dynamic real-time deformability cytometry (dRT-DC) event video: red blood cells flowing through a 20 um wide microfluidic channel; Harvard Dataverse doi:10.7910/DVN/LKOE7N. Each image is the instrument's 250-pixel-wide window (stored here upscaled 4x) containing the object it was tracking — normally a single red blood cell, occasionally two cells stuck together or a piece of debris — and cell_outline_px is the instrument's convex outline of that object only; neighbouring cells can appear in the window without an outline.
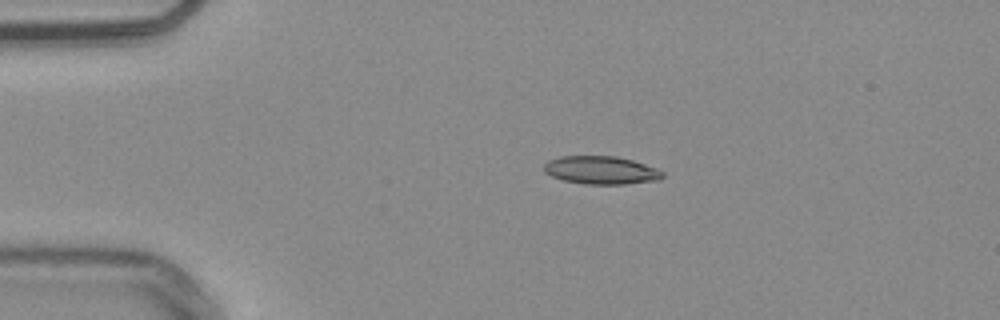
{"species": "common noctule bat (a hibernating species)", "species_latin": "Nyctalus noctula", "temperature_condition": "warm", "stored_images_in_passage": 43, "camera_frame_rate_fps": 3000, "um_per_image_px": 0.085, "animal": {"sex": "male", "body_mass_g": 20.4}, "frame": {"image": 1, "passage_image": 1, "time_ms": 0.0, "image_size_px": [1000, 320], "cell_outline_px": [[664, 176], [660, 180], [624, 184], [584, 184], [564, 180], [552, 176], [544, 172], [544, 164], [548, 160], [560, 156], [616, 156], [632, 160], [656, 168], [664, 172]], "centroid_in_image_um": [51.09, 14.46], "position_along_channel_um": 33.9, "area_um2": 19.42}}
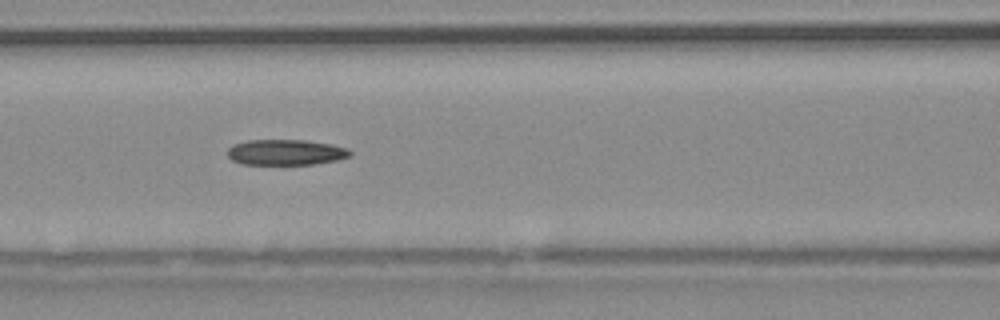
{"frame": {"image": 2, "passage_image": 13, "time_ms": 4.0, "image_size_px": [1000, 320], "cell_outline_px": [[352, 156], [336, 160], [312, 164], [244, 164], [232, 160], [228, 156], [228, 148], [232, 144], [248, 140], [304, 140], [332, 144], [348, 148], [352, 152]], "centroid_in_image_um": [24.3, 12.94], "position_along_channel_um": 142.3, "area_um2": 18.32}}
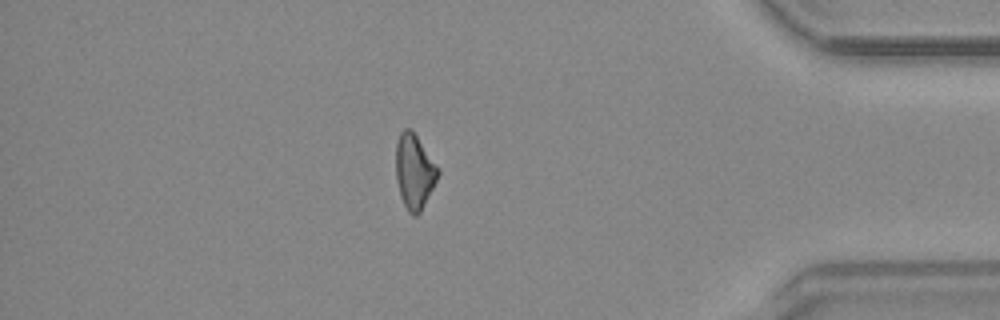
{"frame": {"image": 3, "passage_image": 36, "time_ms": 11.667, "image_size_px": [1000, 320], "cell_outline_px": [[440, 172], [420, 212], [416, 216], [412, 216], [408, 212], [400, 196], [396, 180], [396, 144], [400, 132], [404, 128], [412, 128], [440, 168]], "centroid_in_image_um": [35.22, 14.54], "position_along_channel_um": 400.0, "area_um2": 18.5}}